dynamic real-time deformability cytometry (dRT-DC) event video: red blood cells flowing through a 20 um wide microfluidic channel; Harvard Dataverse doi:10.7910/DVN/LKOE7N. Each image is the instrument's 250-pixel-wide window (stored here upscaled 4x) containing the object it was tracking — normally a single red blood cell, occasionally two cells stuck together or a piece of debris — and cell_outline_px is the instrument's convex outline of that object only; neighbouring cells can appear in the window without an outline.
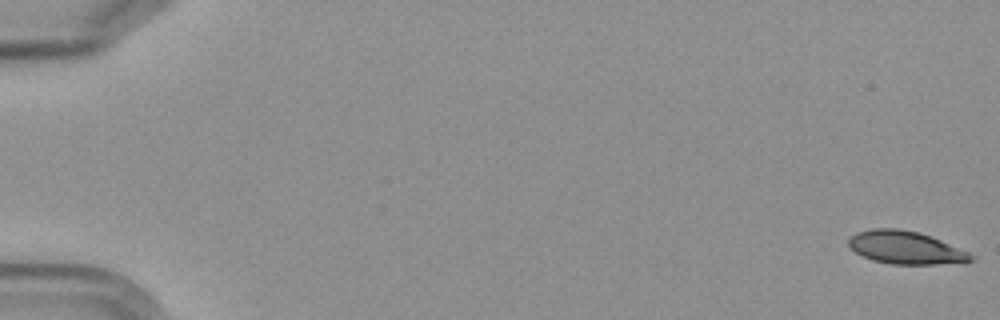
{"species": "Egyptian fruit bat (a non-hibernating species)", "species_latin": "Rousettus aegyptiacus", "temperature_condition": "cold", "stored_images_in_passage": 5, "camera_frame_rate_fps": 3000, "um_per_image_px": 0.085, "frame": {"image": 1, "passage_image": 1, "time_ms": 0.0, "image_size_px": [1000, 320], "cell_outline_px": [[976, 260], [936, 264], [892, 264], [872, 260], [856, 252], [848, 244], [848, 240], [856, 232], [872, 228], [900, 228], [920, 232], [940, 240], [968, 252], [976, 256]], "centroid_in_image_um": [76.97, 21.03], "position_along_channel_um": 8.0, "area_um2": 23.29}}
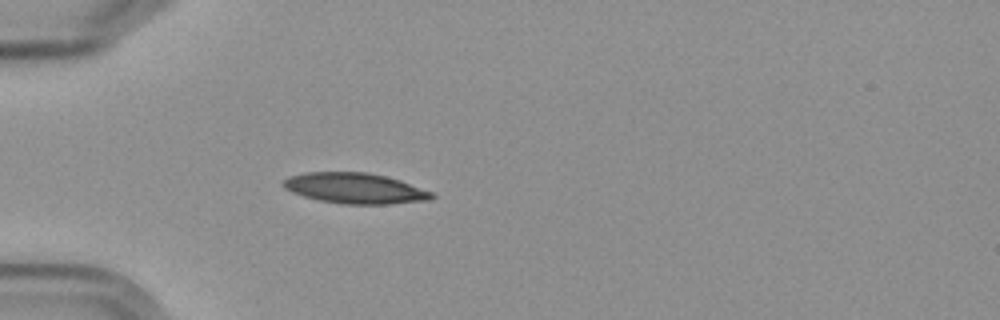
{"frame": {"image": 2, "passage_image": 5, "time_ms": 5.667, "image_size_px": [1000, 320], "cell_outline_px": [[436, 196], [428, 200], [388, 204], [344, 204], [320, 200], [304, 196], [292, 192], [284, 188], [280, 184], [288, 176], [304, 172], [368, 172], [400, 180], [432, 192]], "centroid_in_image_um": [30.14, 16.0], "position_along_channel_um": 54.9, "area_um2": 26.41}}